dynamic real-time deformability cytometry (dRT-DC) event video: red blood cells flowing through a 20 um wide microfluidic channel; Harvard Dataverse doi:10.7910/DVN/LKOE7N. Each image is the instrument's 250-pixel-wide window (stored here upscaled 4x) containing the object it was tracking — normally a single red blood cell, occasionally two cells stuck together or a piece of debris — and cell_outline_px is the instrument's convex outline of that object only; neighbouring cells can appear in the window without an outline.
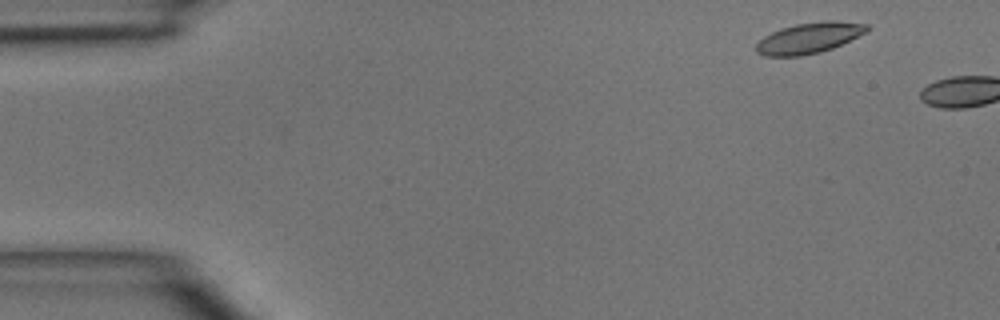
{"species": "common noctule bat (a hibernating species)", "species_latin": "Nyctalus noctula", "temperature_condition": "room temperature", "stored_images_in_passage": 5, "camera_frame_rate_fps": 3000, "um_per_image_px": 0.085, "animal": {"sex": "male", "body_mass_g": 15.6}, "frame": {"image": 1, "passage_image": 1, "time_ms": 0.0, "image_size_px": [1000, 320], "cell_outline_px": [[868, 32], [832, 48], [820, 52], [800, 56], [764, 56], [756, 52], [756, 44], [764, 36], [780, 28], [796, 24], [824, 20], [832, 20], [868, 24]], "centroid_in_image_um": [68.77, 3.22], "position_along_channel_um": 16.2, "area_um2": 19.88}}